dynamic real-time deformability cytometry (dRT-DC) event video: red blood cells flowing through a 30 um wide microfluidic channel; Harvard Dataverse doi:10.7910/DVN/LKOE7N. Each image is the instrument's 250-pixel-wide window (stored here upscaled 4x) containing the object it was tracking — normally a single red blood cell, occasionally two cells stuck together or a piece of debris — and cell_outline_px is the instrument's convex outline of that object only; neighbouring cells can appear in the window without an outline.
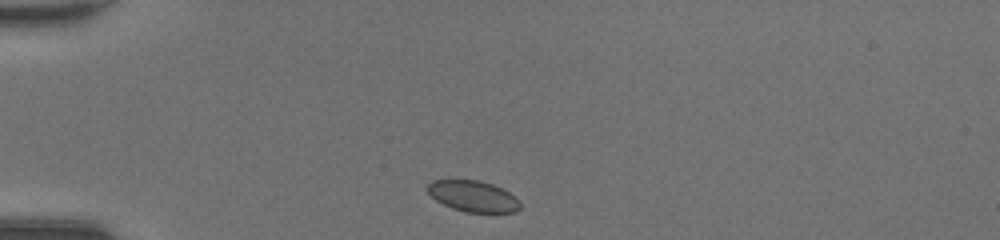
{"species": "common noctule bat (a hibernating species)", "species_latin": "Nyctalus noctula", "temperature_condition": "room temperature", "stored_images_in_passage": 36, "camera_frame_rate_fps": 3000, "um_per_image_px": 0.085, "animal": {"sex": "female", "body_mass_g": 20.0, "forearm_length_mm": 54.0}, "frame": {"image": 1, "passage_image": 1, "time_ms": 0.0, "image_size_px": [1000, 240], "cell_outline_px": [[520, 208], [516, 212], [464, 212], [452, 208], [436, 200], [424, 188], [432, 180], [480, 180], [492, 184], [508, 192], [520, 204]], "centroid_in_image_um": [40.16, 16.67], "position_along_channel_um": 44.8, "area_um2": 16.59}}
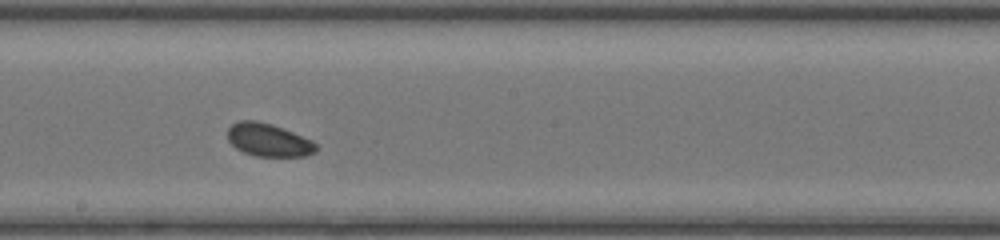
{"frame": {"image": 2, "passage_image": 16, "time_ms": 5.0, "image_size_px": [1000, 240], "cell_outline_px": [[316, 152], [308, 156], [256, 156], [244, 152], [236, 148], [228, 140], [228, 128], [232, 124], [240, 120], [256, 120], [272, 124], [312, 140], [316, 144]], "centroid_in_image_um": [22.82, 11.9], "position_along_channel_um": 225.4, "area_um2": 16.94}}
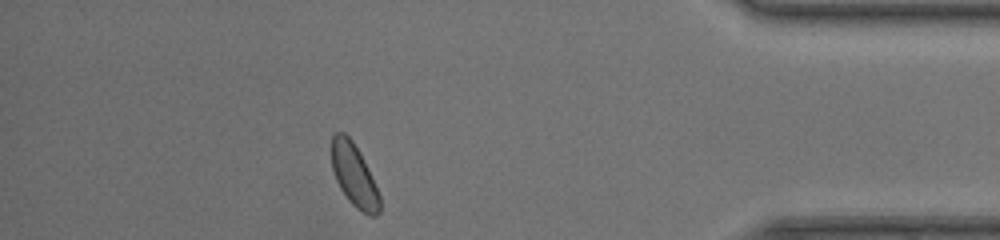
{"frame": {"image": 3, "passage_image": 31, "time_ms": 10.0, "image_size_px": [1000, 240], "cell_outline_px": [[380, 212], [376, 216], [368, 216], [356, 208], [348, 200], [340, 188], [336, 180], [332, 168], [332, 136], [336, 132], [344, 132], [352, 140], [380, 196]], "centroid_in_image_um": [30.08, 14.94], "position_along_channel_um": 405.1, "area_um2": 17.05}, "authors_computed_cell_mechanics": {"area_um2": 17.1088, "velocity_mm_per_s": 4.3136, "shape_relaxation_time_tau1_ms": null, "shape_relaxation_time_tau2_ms": 9.4959, "deformation_change_tau1": null, "deformation_change_tau2": 0.1131}}